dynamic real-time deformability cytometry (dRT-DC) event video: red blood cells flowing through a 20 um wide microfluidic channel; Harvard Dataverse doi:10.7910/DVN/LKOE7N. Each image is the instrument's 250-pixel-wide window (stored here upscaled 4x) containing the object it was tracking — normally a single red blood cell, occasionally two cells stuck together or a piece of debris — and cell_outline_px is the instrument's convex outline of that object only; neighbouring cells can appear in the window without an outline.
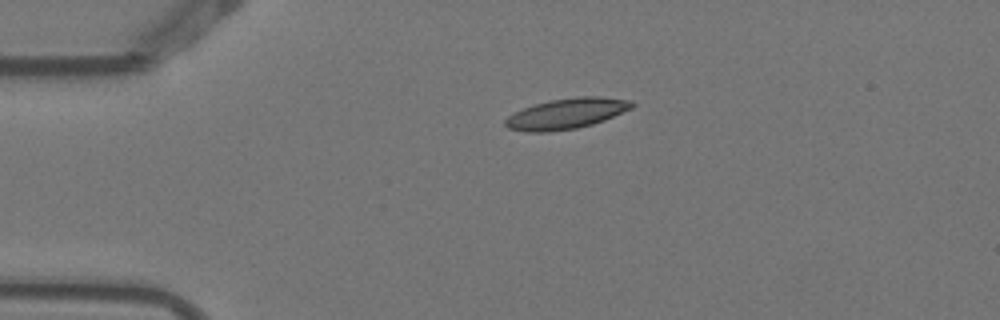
{"species": "Egyptian fruit bat (a non-hibernating species)", "species_latin": "Rousettus aegyptiacus", "temperature_condition": "warm", "stored_images_in_passage": 2, "camera_frame_rate_fps": 3000, "um_per_image_px": 0.085, "animal": {"sex": "female"}, "frame": {"image": 1, "passage_image": 1, "time_ms": 0.0, "image_size_px": [1000, 320], "cell_outline_px": [[636, 104], [632, 108], [604, 120], [592, 124], [576, 128], [548, 132], [524, 132], [508, 128], [504, 124], [504, 120], [508, 116], [524, 108], [548, 100], [576, 96], [600, 96], [632, 100]], "centroid_in_image_um": [48.17, 9.65], "position_along_channel_um": 36.8, "area_um2": 22.66}}